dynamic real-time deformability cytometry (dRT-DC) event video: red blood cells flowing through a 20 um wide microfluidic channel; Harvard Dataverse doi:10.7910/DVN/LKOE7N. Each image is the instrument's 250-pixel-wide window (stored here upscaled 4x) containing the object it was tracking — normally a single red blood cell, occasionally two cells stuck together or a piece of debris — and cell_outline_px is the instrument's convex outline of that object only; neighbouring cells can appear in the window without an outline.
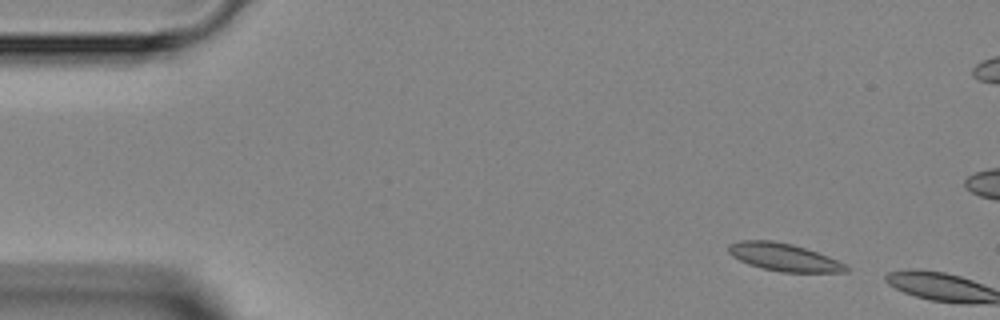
{"species": "Egyptian fruit bat (a non-hibernating species)", "species_latin": "Rousettus aegyptiacus", "temperature_condition": "room temperature", "stored_images_in_passage": 3, "camera_frame_rate_fps": 3000, "um_per_image_px": 0.085, "animal": {"sex": "female"}, "frame": {"image": 1, "passage_image": 1, "time_ms": 0.0, "image_size_px": [1000, 320], "cell_outline_px": [[848, 272], [780, 272], [748, 264], [732, 256], [728, 252], [728, 244], [740, 240], [772, 240], [792, 244], [828, 256], [844, 264], [848, 268]], "centroid_in_image_um": [66.59, 21.85], "position_along_channel_um": 18.4, "area_um2": 18.79}}